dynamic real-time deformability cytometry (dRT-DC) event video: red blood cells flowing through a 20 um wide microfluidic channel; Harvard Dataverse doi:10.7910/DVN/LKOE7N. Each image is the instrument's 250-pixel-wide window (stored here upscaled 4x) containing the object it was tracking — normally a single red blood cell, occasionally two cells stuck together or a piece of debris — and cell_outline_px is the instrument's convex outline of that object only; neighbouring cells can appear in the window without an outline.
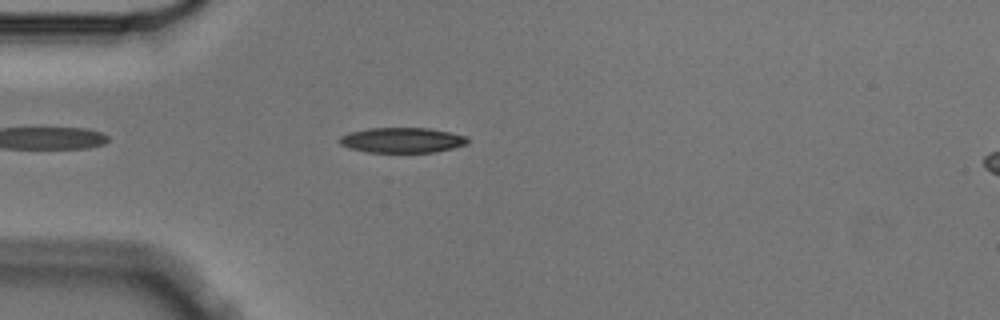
{"species": "Egyptian fruit bat (a non-hibernating species)", "species_latin": "Rousettus aegyptiacus", "temperature_condition": "cold", "stored_images_in_passage": 5, "camera_frame_rate_fps": 3000, "um_per_image_px": 0.085, "animal": {"sex": "male"}, "frame": {"image": 1, "passage_image": 4, "time_ms": 1.0, "image_size_px": [1000, 320], "cell_outline_px": [[468, 144], [436, 152], [368, 152], [348, 148], [340, 144], [336, 140], [340, 136], [348, 132], [368, 128], [428, 128], [468, 136]], "centroid_in_image_um": [34.14, 11.91], "position_along_channel_um": 50.9, "area_um2": 18.96}}